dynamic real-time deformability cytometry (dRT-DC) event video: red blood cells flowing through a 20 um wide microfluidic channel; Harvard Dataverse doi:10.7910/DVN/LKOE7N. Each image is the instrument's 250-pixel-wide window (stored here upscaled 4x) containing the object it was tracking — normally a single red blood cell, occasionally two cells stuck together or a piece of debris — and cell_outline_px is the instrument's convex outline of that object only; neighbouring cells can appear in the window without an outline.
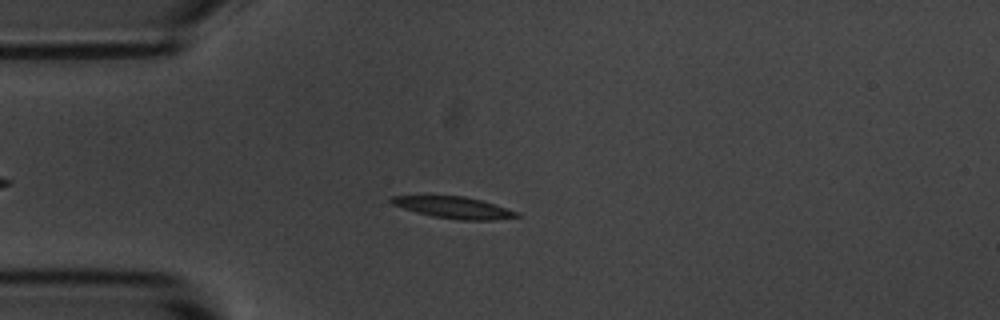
{"species": "common noctule bat (a hibernating species)", "species_latin": "Nyctalus noctula", "temperature_condition": "room temperature", "stored_images_in_passage": 4, "camera_frame_rate_fps": 3000, "um_per_image_px": 0.085, "animal": {"sex": "male", "body_mass_g": 20.1, "forearm_length_mm": 53.5}, "frame": {"image": 1, "passage_image": 4, "time_ms": 4.0, "image_size_px": [1000, 320], "cell_outline_px": [[520, 216], [492, 220], [460, 220], [432, 216], [416, 212], [392, 204], [388, 200], [392, 196], [464, 196], [480, 200], [520, 212]], "centroid_in_image_um": [38.58, 17.64], "position_along_channel_um": 46.4, "area_um2": 15.61}}